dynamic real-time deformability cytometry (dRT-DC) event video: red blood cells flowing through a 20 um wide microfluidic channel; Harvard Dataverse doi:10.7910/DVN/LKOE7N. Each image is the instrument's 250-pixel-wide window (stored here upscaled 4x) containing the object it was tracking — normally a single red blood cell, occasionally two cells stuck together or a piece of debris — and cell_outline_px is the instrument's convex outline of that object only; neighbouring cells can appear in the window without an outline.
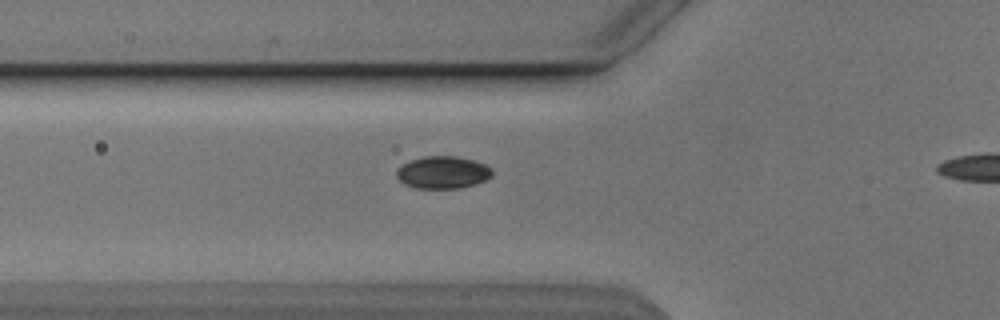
{"species": "Egyptian fruit bat (a non-hibernating species)", "species_latin": "Rousettus aegyptiacus", "temperature_condition": "cold", "stored_images_in_passage": 40, "camera_frame_rate_fps": 3000, "um_per_image_px": 0.085, "animal": {"sex": "male"}, "frame": {"image": 1, "passage_image": 13, "time_ms": 4.0, "image_size_px": [1000, 320], "cell_outline_px": [[492, 176], [484, 180], [460, 188], [416, 188], [404, 184], [396, 176], [396, 168], [412, 160], [424, 156], [456, 156], [472, 160], [484, 164], [492, 168]], "centroid_in_image_um": [37.61, 14.65], "position_along_channel_um": 88.2, "area_um2": 17.86}}
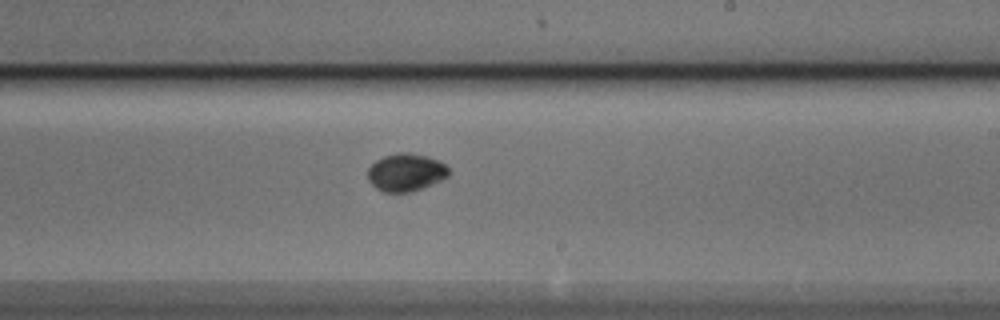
{"frame": {"image": 2, "passage_image": 26, "time_ms": 8.333, "image_size_px": [1000, 320], "cell_outline_px": [[448, 176], [440, 180], [412, 192], [384, 192], [376, 188], [368, 180], [368, 168], [376, 160], [384, 156], [396, 152], [408, 152], [428, 156], [440, 160], [448, 168]], "centroid_in_image_um": [34.48, 14.63], "position_along_channel_um": 254.5, "area_um2": 17.8}}
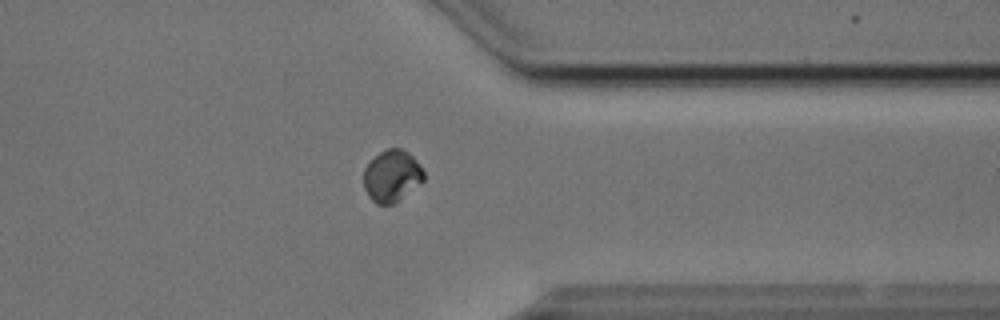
{"frame": {"image": 3, "passage_image": 36, "time_ms": 11.667, "image_size_px": [1000, 320], "cell_outline_px": [[424, 180], [392, 204], [376, 204], [368, 196], [364, 188], [364, 168], [380, 152], [388, 148], [400, 148], [408, 152], [416, 160], [424, 172]], "centroid_in_image_um": [33.29, 14.95], "position_along_channel_um": 378.1, "area_um2": 17.8}}